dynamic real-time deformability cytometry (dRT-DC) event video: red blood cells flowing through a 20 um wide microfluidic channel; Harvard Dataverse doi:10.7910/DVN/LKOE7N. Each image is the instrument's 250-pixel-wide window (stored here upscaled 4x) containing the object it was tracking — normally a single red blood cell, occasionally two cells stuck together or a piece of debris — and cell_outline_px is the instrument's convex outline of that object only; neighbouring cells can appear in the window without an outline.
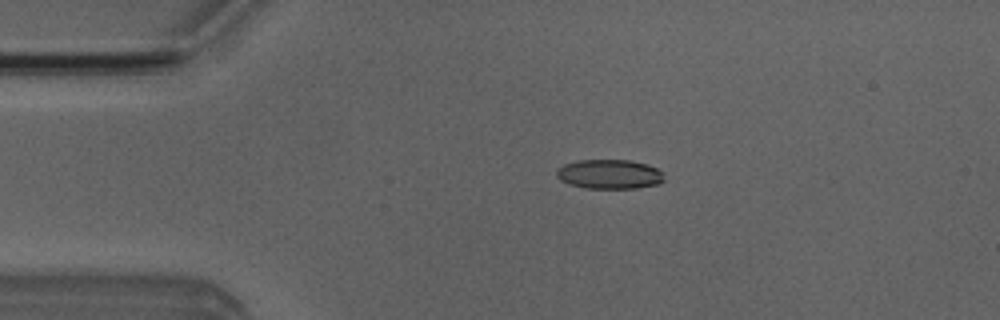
{"species": "Egyptian fruit bat (a non-hibernating species)", "species_latin": "Rousettus aegyptiacus", "temperature_condition": "room temperature", "stored_images_in_passage": 4, "camera_frame_rate_fps": 3000, "um_per_image_px": 0.085, "animal": {"sex": "male"}, "frame": {"image": 1, "passage_image": 3, "time_ms": 2.333, "image_size_px": [1000, 320], "cell_outline_px": [[664, 180], [660, 184], [636, 188], [584, 188], [568, 184], [560, 180], [556, 176], [556, 172], [564, 164], [576, 160], [628, 160], [648, 164], [664, 172]], "centroid_in_image_um": [51.82, 14.81], "position_along_channel_um": 33.2, "area_um2": 18.61}}